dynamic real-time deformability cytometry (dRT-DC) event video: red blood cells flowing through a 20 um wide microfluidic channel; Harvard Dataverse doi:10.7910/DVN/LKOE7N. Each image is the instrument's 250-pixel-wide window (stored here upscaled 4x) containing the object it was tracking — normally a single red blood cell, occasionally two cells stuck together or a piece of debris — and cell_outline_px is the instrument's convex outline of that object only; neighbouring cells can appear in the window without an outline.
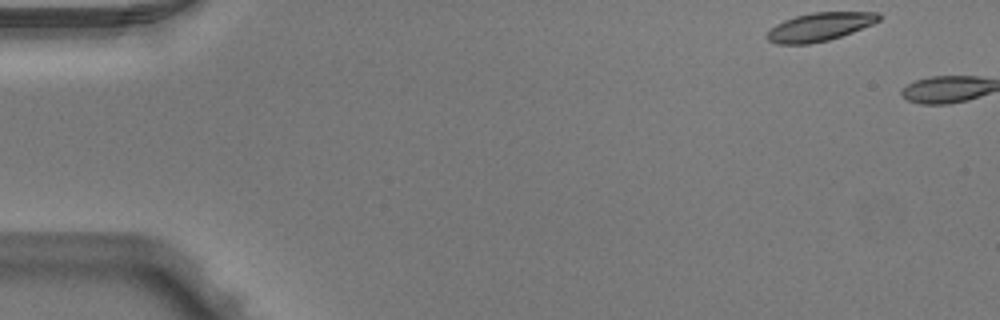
{"species": "Egyptian fruit bat (a non-hibernating species)", "species_latin": "Rousettus aegyptiacus", "temperature_condition": "warm", "stored_images_in_passage": 2, "camera_frame_rate_fps": 3000, "um_per_image_px": 0.085, "animal": {"sex": "male"}, "frame": {"image": 1, "passage_image": 1, "time_ms": 0.0, "image_size_px": [1000, 320], "cell_outline_px": [[880, 20], [872, 24], [852, 32], [828, 40], [808, 44], [776, 44], [768, 40], [764, 36], [776, 24], [784, 20], [796, 16], [812, 12], [880, 12]], "centroid_in_image_um": [69.65, 2.28], "position_along_channel_um": 15.3, "area_um2": 18.38}}